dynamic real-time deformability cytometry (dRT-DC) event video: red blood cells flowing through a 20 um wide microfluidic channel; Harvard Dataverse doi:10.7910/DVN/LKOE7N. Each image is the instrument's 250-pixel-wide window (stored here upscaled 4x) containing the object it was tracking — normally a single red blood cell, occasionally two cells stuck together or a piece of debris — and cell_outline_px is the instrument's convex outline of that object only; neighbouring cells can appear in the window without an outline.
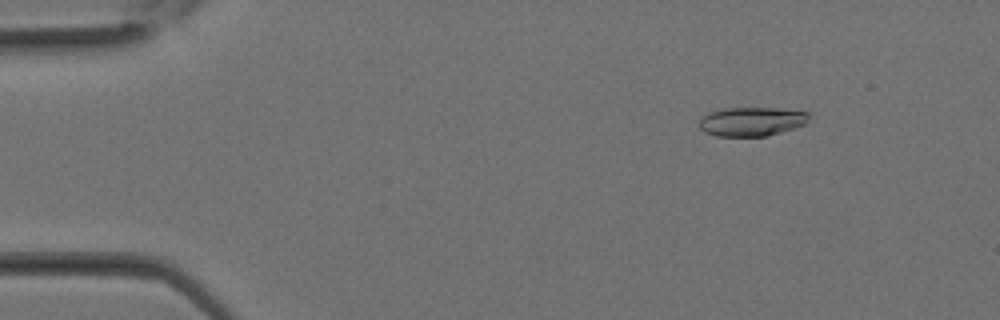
{"species": "Egyptian fruit bat (a non-hibernating species)", "species_latin": "Rousettus aegyptiacus", "temperature_condition": "room temperature", "stored_images_in_passage": 11, "camera_frame_rate_fps": 3000, "um_per_image_px": 0.085, "animal": {"sex": "female"}, "frame": {"image": 1, "passage_image": 2, "time_ms": 0.333, "image_size_px": [1000, 320], "cell_outline_px": [[812, 112], [808, 120], [804, 124], [768, 136], [716, 136], [704, 132], [700, 128], [700, 120], [708, 112], [720, 108], [776, 108]], "centroid_in_image_um": [63.89, 10.32], "position_along_channel_um": 21.1, "area_um2": 18.61}}
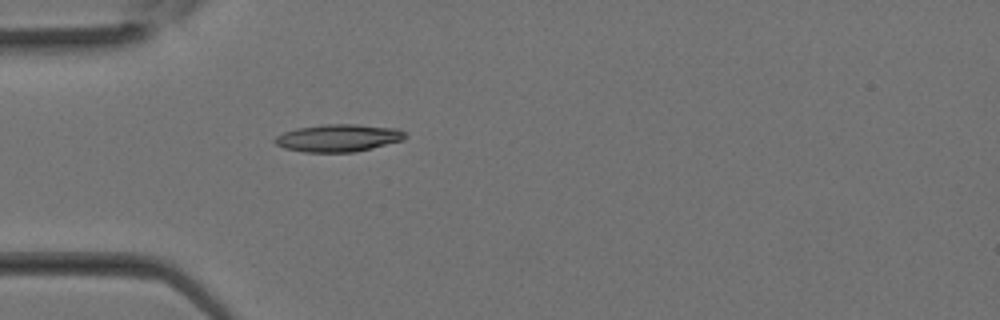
{"frame": {"image": 2, "passage_image": 7, "time_ms": 2.0, "image_size_px": [1000, 320], "cell_outline_px": [[408, 136], [404, 140], [372, 148], [352, 152], [304, 152], [284, 148], [276, 144], [272, 140], [276, 136], [284, 132], [296, 128], [324, 124], [356, 124], [400, 128]], "centroid_in_image_um": [28.78, 11.72], "position_along_channel_um": 56.2, "area_um2": 21.04}}
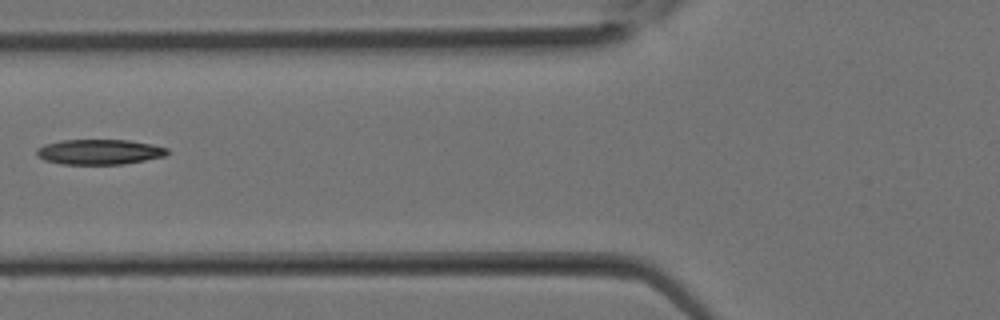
{"frame": {"image": 3, "passage_image": 10, "time_ms": 3.0, "image_size_px": [1000, 320], "cell_outline_px": [[168, 152], [164, 156], [144, 160], [120, 164], [60, 164], [44, 160], [36, 156], [36, 148], [44, 144], [60, 140], [128, 140], [152, 144], [168, 148]], "centroid_in_image_um": [8.39, 12.9], "position_along_channel_um": 117.4, "area_um2": 19.19}}